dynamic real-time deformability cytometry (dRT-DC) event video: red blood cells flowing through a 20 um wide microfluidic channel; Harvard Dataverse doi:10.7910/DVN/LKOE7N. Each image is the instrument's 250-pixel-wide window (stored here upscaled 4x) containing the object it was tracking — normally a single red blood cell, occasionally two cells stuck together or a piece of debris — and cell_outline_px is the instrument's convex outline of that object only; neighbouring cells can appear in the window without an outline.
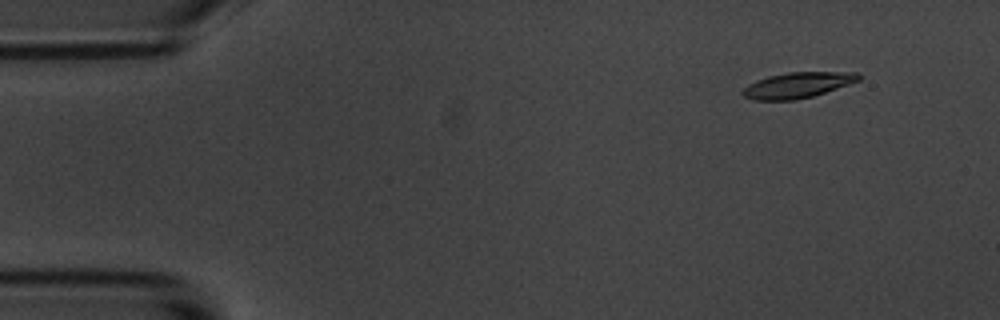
{"species": "common noctule bat (a hibernating species)", "species_latin": "Nyctalus noctula", "temperature_condition": "room temperature", "stored_images_in_passage": 5, "segment_of_instrument_passage": [2, 2], "camera_frame_rate_fps": 3000, "um_per_image_px": 0.085, "animal": {"sex": "male", "body_mass_g": 20.1, "forearm_length_mm": 53.5}, "frame": {"image": 1, "passage_image": 5, "time_ms": 4.667, "image_size_px": [1000, 320], "cell_outline_px": [[860, 80], [812, 96], [796, 100], [756, 100], [744, 96], [740, 92], [748, 84], [756, 80], [768, 76], [788, 72], [856, 72], [860, 76]], "centroid_in_image_um": [67.75, 7.23], "position_along_channel_um": 17.2, "area_um2": 17.17}}